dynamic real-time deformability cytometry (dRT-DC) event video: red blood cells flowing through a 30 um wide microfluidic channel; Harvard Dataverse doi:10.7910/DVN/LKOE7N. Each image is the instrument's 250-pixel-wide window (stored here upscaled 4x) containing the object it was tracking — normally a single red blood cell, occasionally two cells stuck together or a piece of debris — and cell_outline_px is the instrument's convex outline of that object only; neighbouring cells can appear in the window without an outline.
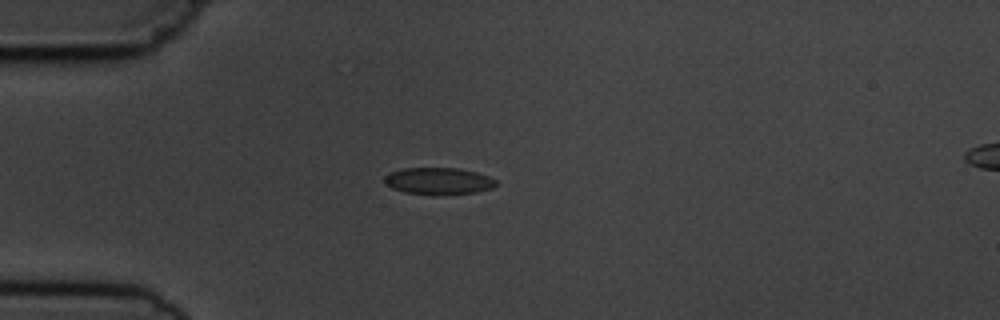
{"species": "common noctule bat (a hibernating species)", "species_latin": "Nyctalus noctula", "temperature_condition": "cold", "stored_images_in_passage": 2, "segment_of_instrument_passage": [1, 2], "camera_frame_rate_fps": 3000, "um_per_image_px": 0.085, "animal": {"sex": "male", "body_mass_g": 19.5, "forearm_length_mm": 54.6}, "frame": {"image": 1, "passage_image": 1, "time_ms": 0.0, "image_size_px": [1000, 320], "cell_outline_px": [[496, 184], [492, 188], [476, 192], [436, 196], [432, 196], [404, 192], [392, 188], [384, 184], [384, 176], [392, 172], [404, 168], [460, 168], [476, 172], [488, 176], [496, 180]], "centroid_in_image_um": [37.25, 15.4], "position_along_channel_um": 47.7, "area_um2": 17.74}}